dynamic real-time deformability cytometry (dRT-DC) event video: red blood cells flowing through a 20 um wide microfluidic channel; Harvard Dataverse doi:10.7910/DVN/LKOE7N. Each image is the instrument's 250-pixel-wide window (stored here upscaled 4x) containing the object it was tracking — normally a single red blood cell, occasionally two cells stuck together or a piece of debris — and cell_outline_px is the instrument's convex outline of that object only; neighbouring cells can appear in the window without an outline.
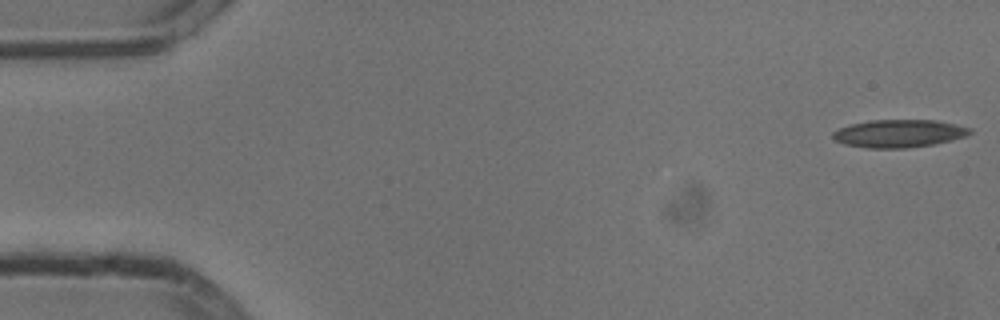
{"species": "common noctule bat (a hibernating species)", "species_latin": "Nyctalus noctula", "temperature_condition": "cold", "stored_images_in_passage": 54, "camera_frame_rate_fps": 3000, "um_per_image_px": 0.085, "animal": {"sex": "male", "body_mass_g": 13.3}, "frame": {"image": 1, "passage_image": 1, "time_ms": 0.0, "image_size_px": [1000, 320], "cell_outline_px": [[968, 132], [960, 136], [948, 140], [932, 144], [896, 148], [876, 148], [848, 144], [836, 140], [832, 136], [840, 128], [852, 124], [872, 120], [932, 120], [952, 124], [968, 128]], "centroid_in_image_um": [76.33, 11.33], "position_along_channel_um": 8.7, "area_um2": 20.92}}
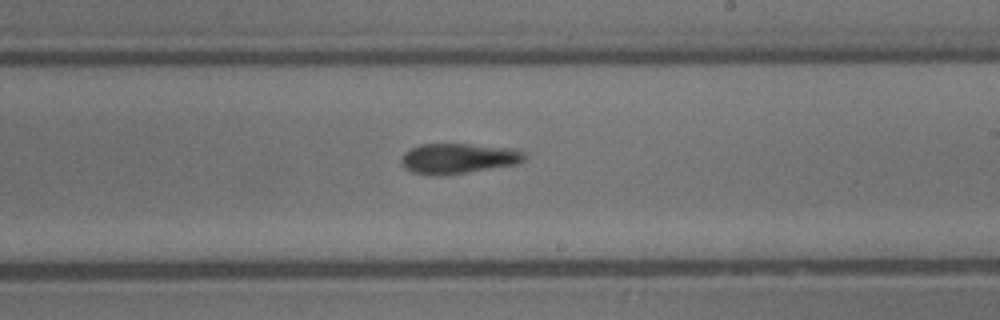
{"frame": {"image": 2, "passage_image": 31, "time_ms": 10.0, "image_size_px": [1000, 320], "cell_outline_px": [[524, 160], [516, 164], [444, 176], [428, 176], [412, 172], [404, 164], [404, 156], [412, 148], [420, 144], [468, 144], [504, 148], [524, 152]], "centroid_in_image_um": [38.95, 13.49], "position_along_channel_um": 250.1, "area_um2": 21.15}}
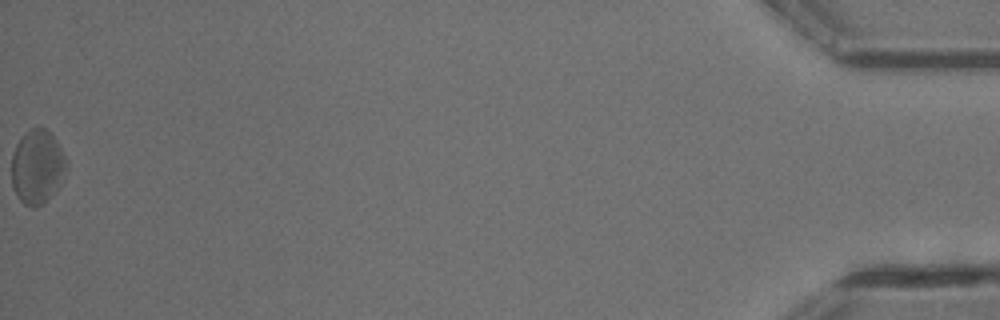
{"frame": {"image": 3, "passage_image": 54, "time_ms": 17.667, "image_size_px": [1000, 320], "cell_outline_px": [[64, 164], [56, 188], [40, 204], [32, 208], [24, 204], [20, 200], [12, 184], [12, 156], [16, 144], [32, 128], [44, 128], [52, 136], [64, 156]], "centroid_in_image_um": [3.09, 14.17], "position_along_channel_um": 432.1, "area_um2": 22.14}, "authors_computed_cell_mechanics": {"area_um2": 21.1548, "velocity_mm_per_s": 3.7764, "shape_relaxation_time_tau1_ms": 3.6855, "shape_relaxation_time_tau2_ms": 4.2432, "deformation_change_tau1": 0.1208, "deformation_change_tau2": 0.1409}}